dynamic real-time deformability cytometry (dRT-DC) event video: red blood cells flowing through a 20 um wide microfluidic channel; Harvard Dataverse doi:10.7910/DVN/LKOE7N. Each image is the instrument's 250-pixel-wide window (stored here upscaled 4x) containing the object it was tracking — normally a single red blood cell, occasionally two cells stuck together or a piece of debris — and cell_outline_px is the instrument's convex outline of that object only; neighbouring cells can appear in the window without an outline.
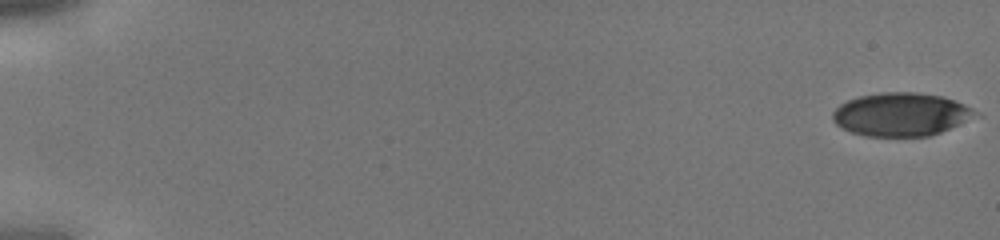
{"species": "human", "species_latin": "Homo sapiens", "temperature_condition": "cold", "stored_images_in_passage": 43, "camera_frame_rate_fps": 3000, "um_per_image_px": 0.085, "donor": {"sex": "male"}, "frame": {"image": 1, "passage_image": 1, "time_ms": 0.0, "image_size_px": [1000, 240], "cell_outline_px": [[984, 116], [940, 132], [928, 136], [864, 136], [852, 132], [836, 124], [832, 120], [832, 112], [840, 104], [848, 100], [860, 96], [880, 92], [916, 92], [944, 96], [956, 100], [980, 112]], "centroid_in_image_um": [76.68, 9.72], "position_along_channel_um": 8.3, "area_um2": 36.53}}
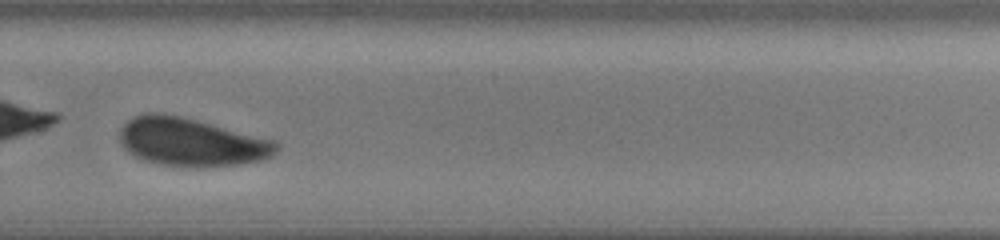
{"frame": {"image": 2, "passage_image": 33, "time_ms": 10.667, "image_size_px": [1000, 240], "cell_outline_px": [[280, 148], [272, 156], [264, 160], [240, 164], [204, 168], [192, 168], [160, 164], [144, 160], [128, 152], [120, 144], [120, 128], [132, 116], [148, 112], [160, 112], [180, 116], [276, 140], [280, 144]], "centroid_in_image_um": [16.28, 12.09], "position_along_channel_um": 313.5, "area_um2": 44.62}}
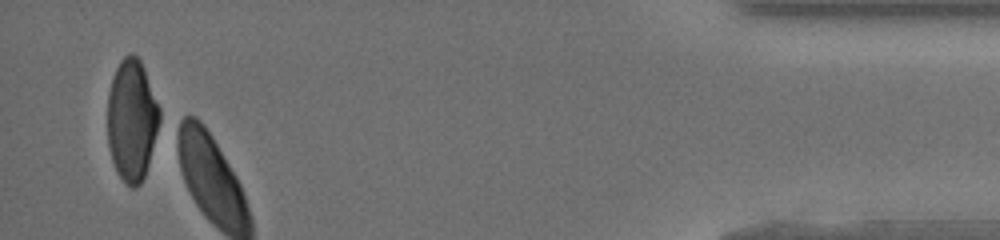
{"frame": {"image": 3, "passage_image": 43, "time_ms": 14.0, "image_size_px": [1000, 240], "cell_outline_px": [[164, 120], [144, 176], [140, 184], [136, 188], [132, 188], [116, 172], [112, 160], [108, 144], [108, 92], [116, 68], [120, 60], [128, 52], [132, 52], [140, 60], [144, 68], [160, 108]], "centroid_in_image_um": [11.25, 10.21], "position_along_channel_um": 423.9, "area_um2": 37.63}}